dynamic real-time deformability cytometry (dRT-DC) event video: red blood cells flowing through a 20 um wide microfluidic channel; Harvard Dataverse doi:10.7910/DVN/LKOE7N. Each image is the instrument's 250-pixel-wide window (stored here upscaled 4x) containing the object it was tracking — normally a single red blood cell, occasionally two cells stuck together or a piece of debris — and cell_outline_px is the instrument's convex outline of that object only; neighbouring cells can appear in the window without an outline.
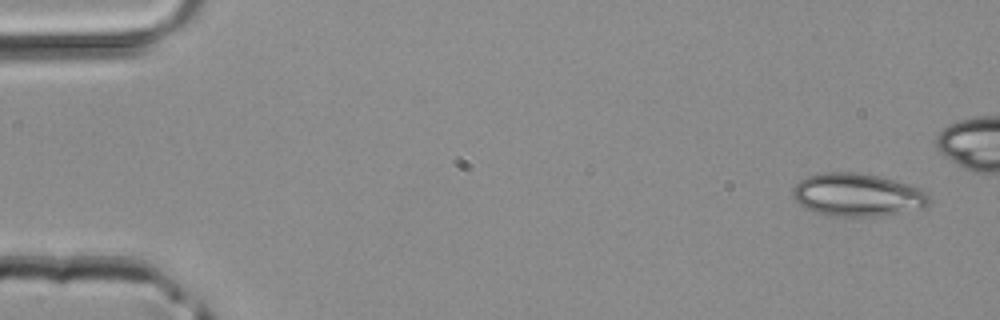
{"species": "common noctule bat (a hibernating species)", "species_latin": "Nyctalus noctula", "temperature_condition": "room temperature", "stored_images_in_passage": 3, "camera_frame_rate_fps": 3000, "um_per_image_px": 0.085, "animal": {"sex": "male", "body_mass_g": 20.4}, "frame": {"image": 1, "passage_image": 1, "time_ms": 0.0, "image_size_px": [1000, 320], "cell_outline_px": [[928, 208], [880, 216], [836, 216], [812, 212], [804, 208], [792, 196], [792, 188], [800, 180], [808, 176], [824, 172], [860, 172], [880, 176], [920, 188], [928, 196]], "centroid_in_image_um": [72.87, 16.57], "position_along_channel_um": 12.1, "area_um2": 34.33}}